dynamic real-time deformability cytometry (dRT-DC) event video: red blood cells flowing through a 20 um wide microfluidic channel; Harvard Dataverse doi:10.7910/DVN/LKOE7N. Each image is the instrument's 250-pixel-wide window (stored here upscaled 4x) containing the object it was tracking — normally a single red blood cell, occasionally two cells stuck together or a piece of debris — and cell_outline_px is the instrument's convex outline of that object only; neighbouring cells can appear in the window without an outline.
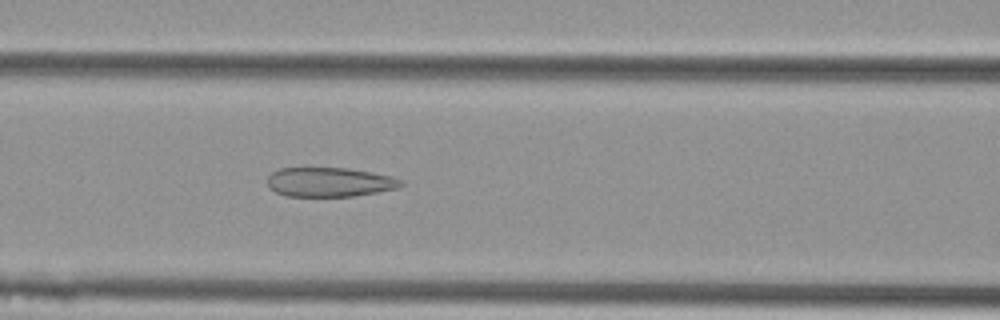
{"species": "Egyptian fruit bat (a non-hibernating species)", "species_latin": "Rousettus aegyptiacus", "temperature_condition": "cold", "stored_images_in_passage": 35, "camera_frame_rate_fps": 3000, "um_per_image_px": 0.085, "animal": {"sex": "female"}, "frame": {"image": 1, "passage_image": 10, "time_ms": 3.0, "image_size_px": [1000, 320], "cell_outline_px": [[404, 184], [396, 188], [376, 192], [352, 196], [284, 196], [268, 188], [268, 176], [272, 172], [280, 168], [348, 168], [372, 172], [392, 176], [404, 180]], "centroid_in_image_um": [28.0, 15.47], "position_along_channel_um": 138.6, "area_um2": 22.89}}
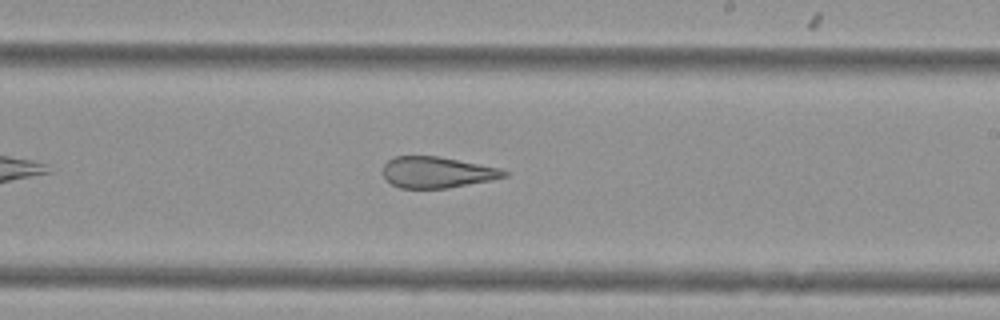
{"frame": {"image": 2, "passage_image": 19, "time_ms": 6.0, "image_size_px": [1000, 320], "cell_outline_px": [[508, 176], [492, 180], [448, 188], [400, 188], [392, 184], [384, 176], [384, 164], [388, 160], [396, 156], [440, 156], [500, 168], [508, 172]], "centroid_in_image_um": [37.18, 14.64], "position_along_channel_um": 251.8, "area_um2": 21.96}}
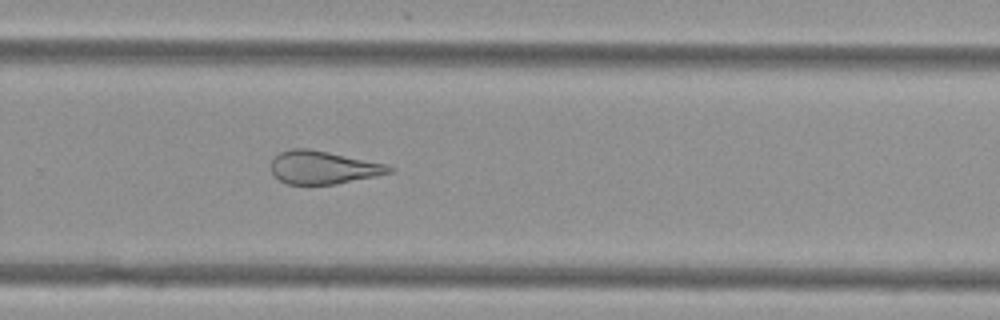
{"frame": {"image": 3, "passage_image": 23, "time_ms": 7.333, "image_size_px": [1000, 320], "cell_outline_px": [[392, 172], [336, 184], [288, 184], [280, 180], [272, 172], [272, 160], [280, 152], [292, 148], [308, 148], [328, 152], [384, 164], [392, 168]], "centroid_in_image_um": [27.42, 14.23], "position_along_channel_um": 302.4, "area_um2": 22.2}, "authors_computed_cell_mechanics": {"area_um2": 24.7384, "velocity_mm_per_s": 3.7981, "shape_relaxation_time_tau1_ms": null, "shape_relaxation_time_tau2_ms": 1.8638, "deformation_change_tau1": null, "deformation_change_tau2": 0.1186}}